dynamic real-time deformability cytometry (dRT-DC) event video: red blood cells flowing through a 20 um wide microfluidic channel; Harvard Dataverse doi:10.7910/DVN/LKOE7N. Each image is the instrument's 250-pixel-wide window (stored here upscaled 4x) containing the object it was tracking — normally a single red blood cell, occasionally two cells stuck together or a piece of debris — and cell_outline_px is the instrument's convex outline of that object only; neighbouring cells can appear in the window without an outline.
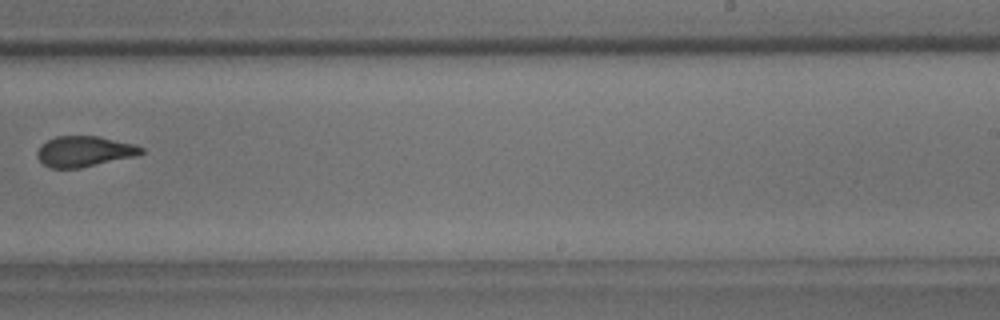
{"species": "common noctule bat (a hibernating species)", "species_latin": "Nyctalus noctula", "temperature_condition": "room temperature", "stored_images_in_passage": 11, "segment_of_instrument_passage": [2, 2], "camera_frame_rate_fps": 3000, "um_per_image_px": 0.085, "animal": {"sex": "male", "body_mass_g": 18.8}, "frame": {"image": 1, "passage_image": 10, "time_ms": 10.333, "image_size_px": [1000, 320], "cell_outline_px": [[144, 152], [136, 156], [80, 168], [52, 168], [44, 164], [36, 156], [36, 152], [40, 144], [56, 136], [100, 136], [132, 144], [144, 148]], "centroid_in_image_um": [7.14, 12.86], "position_along_channel_um": 281.9, "area_um2": 18.55}}